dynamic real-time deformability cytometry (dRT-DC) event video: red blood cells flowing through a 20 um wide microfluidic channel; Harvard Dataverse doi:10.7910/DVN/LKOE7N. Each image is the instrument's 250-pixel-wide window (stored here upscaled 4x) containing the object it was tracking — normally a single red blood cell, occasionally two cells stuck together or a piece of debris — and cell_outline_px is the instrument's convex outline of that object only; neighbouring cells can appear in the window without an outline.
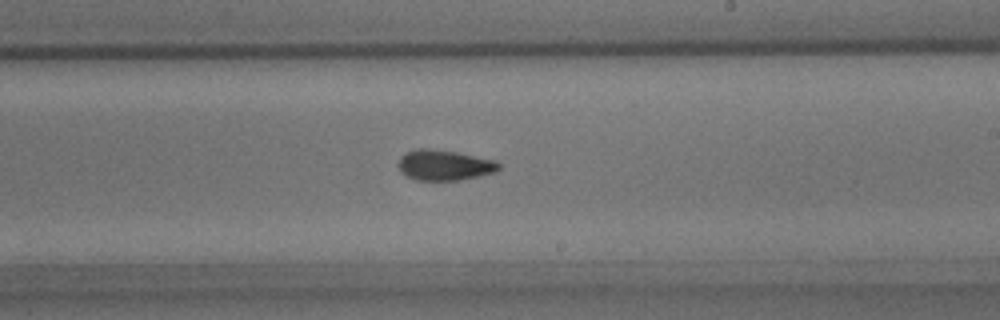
{"species": "common noctule bat (a hibernating species)", "species_latin": "Nyctalus noctula", "temperature_condition": "room temperature", "stored_images_in_passage": 42, "camera_frame_rate_fps": 3000, "um_per_image_px": 0.085, "animal": {"sex": "male", "body_mass_g": 15.6}, "frame": {"image": 1, "passage_image": 30, "time_ms": 9.667, "image_size_px": [1000, 320], "cell_outline_px": [[500, 168], [496, 172], [460, 180], [416, 180], [404, 176], [400, 172], [396, 164], [400, 156], [416, 148], [428, 148], [456, 152], [496, 160], [500, 164]], "centroid_in_image_um": [37.73, 14.04], "position_along_channel_um": 251.3, "area_um2": 18.09}}